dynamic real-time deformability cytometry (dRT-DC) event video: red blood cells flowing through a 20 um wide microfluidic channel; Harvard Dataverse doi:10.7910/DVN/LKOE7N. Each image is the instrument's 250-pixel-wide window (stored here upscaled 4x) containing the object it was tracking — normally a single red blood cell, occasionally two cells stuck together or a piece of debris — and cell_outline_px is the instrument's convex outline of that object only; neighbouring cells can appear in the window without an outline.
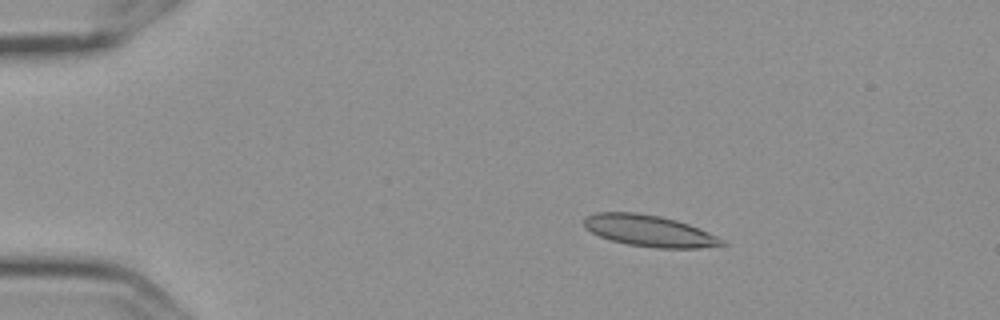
{"species": "Egyptian fruit bat (a non-hibernating species)", "species_latin": "Rousettus aegyptiacus", "temperature_condition": "cold", "stored_images_in_passage": 6, "camera_frame_rate_fps": 3000, "um_per_image_px": 0.085, "frame": {"image": 1, "passage_image": 3, "time_ms": 0.667, "image_size_px": [1000, 320], "cell_outline_px": [[728, 244], [700, 248], [656, 248], [628, 244], [612, 240], [600, 236], [584, 228], [584, 216], [596, 212], [636, 212], [660, 216], [676, 220], [700, 228], [724, 240]], "centroid_in_image_um": [55.18, 19.61], "position_along_channel_um": 29.8, "area_um2": 25.26}}